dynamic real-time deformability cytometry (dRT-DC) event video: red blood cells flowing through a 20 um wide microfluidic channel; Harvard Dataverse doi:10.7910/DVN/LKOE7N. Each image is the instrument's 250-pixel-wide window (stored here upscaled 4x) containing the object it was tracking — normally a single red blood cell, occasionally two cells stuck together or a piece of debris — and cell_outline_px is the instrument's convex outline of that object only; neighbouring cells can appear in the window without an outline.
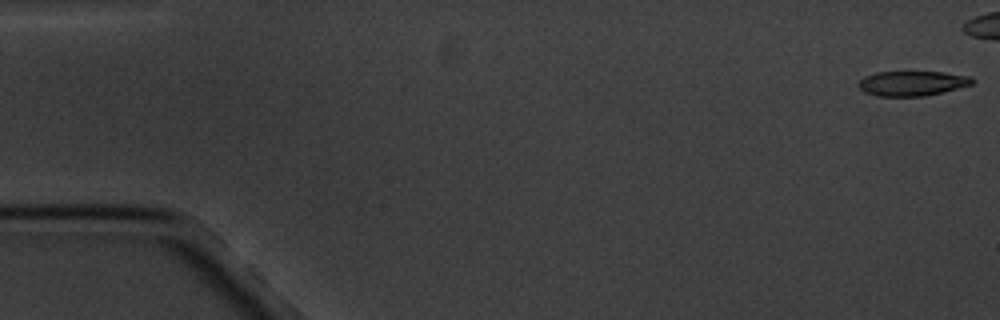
{"species": "common noctule bat (a hibernating species)", "species_latin": "Nyctalus noctula", "temperature_condition": "cold", "stored_images_in_passage": 4, "camera_frame_rate_fps": 3000, "um_per_image_px": 0.085, "animal": {"sex": "male", "body_mass_g": 20.1, "forearm_length_mm": 53.5}, "frame": {"image": 1, "passage_image": 1, "time_ms": 0.0, "image_size_px": [1000, 320], "cell_outline_px": [[972, 84], [924, 96], [876, 96], [864, 92], [856, 84], [864, 76], [876, 72], [940, 72], [972, 76]], "centroid_in_image_um": [77.47, 7.08], "position_along_channel_um": 7.5, "area_um2": 16.3}}